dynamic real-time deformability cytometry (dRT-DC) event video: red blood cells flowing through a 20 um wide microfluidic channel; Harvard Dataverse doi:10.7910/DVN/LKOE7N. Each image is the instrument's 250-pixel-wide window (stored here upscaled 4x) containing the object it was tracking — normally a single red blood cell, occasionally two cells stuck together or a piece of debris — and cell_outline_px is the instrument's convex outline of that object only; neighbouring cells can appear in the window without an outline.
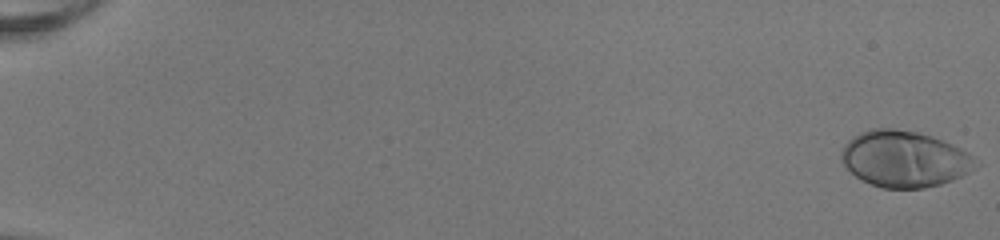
{"species": "human", "species_latin": "Homo sapiens", "temperature_condition": "room temperature", "stored_images_in_passage": 52, "camera_frame_rate_fps": 3000, "um_per_image_px": 0.085, "donor": {"sex": "female"}, "frame": {"image": 1, "passage_image": 1, "time_ms": 0.0, "image_size_px": [1000, 240], "cell_outline_px": [[980, 164], [976, 168], [952, 180], [940, 184], [924, 188], [880, 188], [860, 180], [840, 160], [840, 152], [844, 144], [852, 136], [868, 128], [892, 128], [916, 132], [932, 136], [952, 144], [968, 152]], "centroid_in_image_um": [76.85, 13.51], "position_along_channel_um": 8.2, "area_um2": 44.27}}
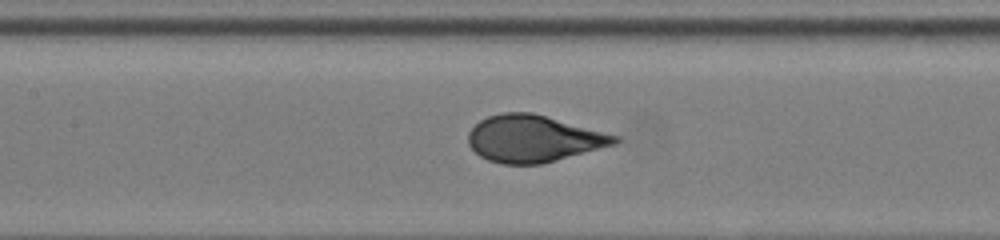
{"frame": {"image": 2, "passage_image": 27, "time_ms": 8.667, "image_size_px": [1000, 240], "cell_outline_px": [[620, 140], [616, 144], [556, 160], [540, 164], [500, 164], [488, 160], [480, 156], [468, 144], [468, 132], [480, 120], [488, 116], [504, 112], [532, 112], [620, 136]], "centroid_in_image_um": [45.34, 11.78], "position_along_channel_um": 162.1, "area_um2": 39.88}}
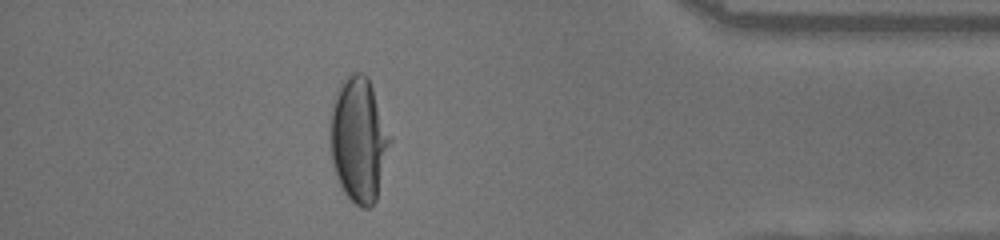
{"frame": {"image": 3, "passage_image": 47, "time_ms": 15.333, "image_size_px": [1000, 240], "cell_outline_px": [[392, 140], [376, 200], [368, 208], [360, 208], [344, 192], [336, 176], [332, 164], [328, 136], [328, 128], [332, 104], [336, 92], [340, 84], [352, 72], [360, 72], [368, 76], [392, 136]], "centroid_in_image_um": [30.48, 11.85], "position_along_channel_um": 404.7, "area_um2": 44.16}, "authors_computed_cell_mechanics": {"area_um2": 41.4426, "velocity_mm_per_s": 4.0771, "shape_relaxation_time_tau1_ms": 3.7645, "shape_relaxation_time_tau2_ms": null, "deformation_change_tau1": 0.2271, "deformation_change_tau2": null}}